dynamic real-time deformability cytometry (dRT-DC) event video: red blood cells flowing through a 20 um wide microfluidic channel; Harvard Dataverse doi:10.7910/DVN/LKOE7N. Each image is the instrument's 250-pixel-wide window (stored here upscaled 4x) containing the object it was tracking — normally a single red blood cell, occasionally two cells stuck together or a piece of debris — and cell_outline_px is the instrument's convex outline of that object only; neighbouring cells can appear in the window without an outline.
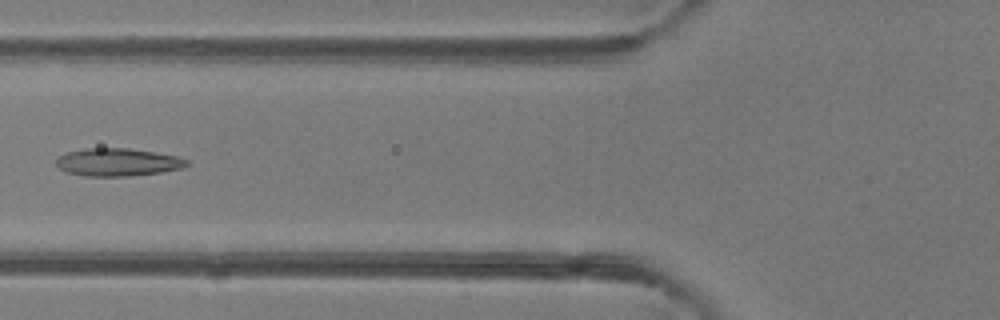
{"species": "common noctule bat (a hibernating species)", "species_latin": "Nyctalus noctula", "temperature_condition": "room temperature", "stored_images_in_passage": 6, "camera_frame_rate_fps": 3000, "um_per_image_px": 0.085, "animal": {"sex": "female"}, "frame": {"image": 1, "passage_image": 5, "time_ms": 1.333, "image_size_px": [1000, 320], "cell_outline_px": [[188, 164], [180, 168], [160, 172], [128, 176], [84, 176], [64, 172], [56, 164], [56, 160], [60, 156], [68, 152], [84, 148], [128, 148], [176, 156], [188, 160]], "centroid_in_image_um": [9.95, 13.79], "position_along_channel_um": 115.8, "area_um2": 20.92}}
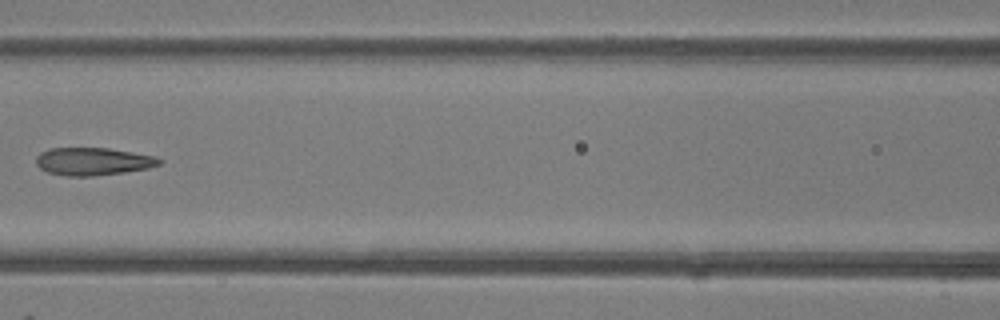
{"frame": {"image": 2, "passage_image": 6, "time_ms": 1.667, "image_size_px": [1000, 320], "cell_outline_px": [[164, 160], [160, 164], [148, 168], [124, 172], [92, 176], [68, 176], [48, 172], [40, 168], [36, 164], [36, 156], [40, 152], [48, 148], [108, 148], [156, 156]], "centroid_in_image_um": [7.91, 13.71], "position_along_channel_um": 158.7, "area_um2": 19.94}}